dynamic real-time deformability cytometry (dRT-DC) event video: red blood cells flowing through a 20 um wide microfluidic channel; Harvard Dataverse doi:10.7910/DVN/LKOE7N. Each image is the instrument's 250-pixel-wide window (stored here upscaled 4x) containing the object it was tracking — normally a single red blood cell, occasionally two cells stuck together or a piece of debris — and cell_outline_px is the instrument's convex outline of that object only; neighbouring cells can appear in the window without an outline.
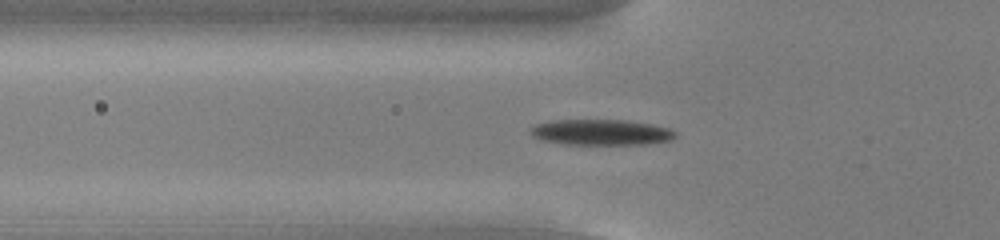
{"species": "common noctule bat (a hibernating species)", "species_latin": "Nyctalus noctula", "temperature_condition": "cold", "stored_images_in_passage": 54, "camera_frame_rate_fps": 3000, "um_per_image_px": 0.085, "animal": {"sex": "male", "body_mass_g": 13.0, "forearm_length_mm": 53.1}, "frame": {"image": 1, "passage_image": 19, "time_ms": 6.0, "image_size_px": [1000, 240], "cell_outline_px": [[676, 136], [672, 140], [648, 144], [564, 144], [544, 140], [532, 136], [532, 128], [536, 124], [552, 120], [628, 120], [652, 124], [668, 128], [676, 132]], "centroid_in_image_um": [51.15, 11.24], "position_along_channel_um": 74.7, "area_um2": 21.62}}
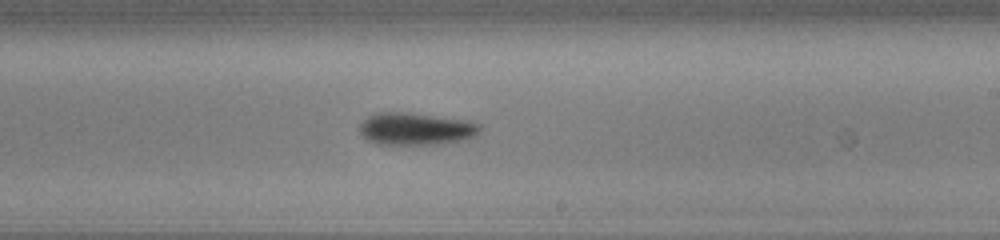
{"frame": {"image": 2, "passage_image": 33, "time_ms": 10.667, "image_size_px": [1000, 240], "cell_outline_px": [[480, 132], [476, 136], [464, 140], [444, 144], [376, 144], [368, 140], [360, 132], [360, 124], [368, 116], [376, 112], [408, 112], [472, 120], [480, 124]], "centroid_in_image_um": [35.41, 10.94], "position_along_channel_um": 253.6, "area_um2": 23.06}}
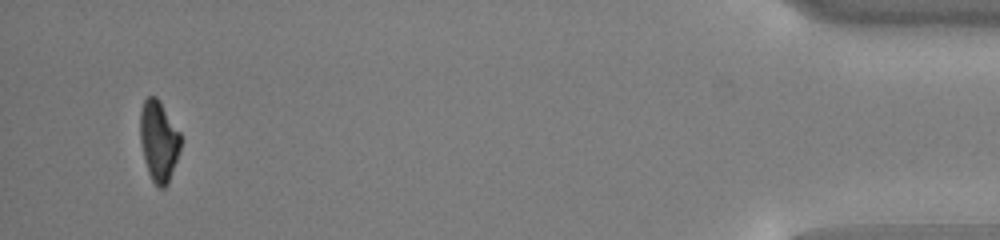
{"frame": {"image": 3, "passage_image": 52, "time_ms": 17.0, "image_size_px": [1000, 240], "cell_outline_px": [[180, 148], [168, 184], [164, 188], [160, 188], [152, 180], [148, 172], [144, 160], [140, 140], [140, 112], [144, 100], [148, 96], [156, 96], [180, 132]], "centroid_in_image_um": [13.47, 11.98], "position_along_channel_um": 421.7, "area_um2": 18.84}, "authors_computed_cell_mechanics": {"area_um2": 21.097, "velocity_mm_per_s": 3.8426, "shape_relaxation_time_tau1_ms": 2.6088, "shape_relaxation_time_tau2_ms": null, "deformation_change_tau1": 0.1132, "deformation_change_tau2": null}}